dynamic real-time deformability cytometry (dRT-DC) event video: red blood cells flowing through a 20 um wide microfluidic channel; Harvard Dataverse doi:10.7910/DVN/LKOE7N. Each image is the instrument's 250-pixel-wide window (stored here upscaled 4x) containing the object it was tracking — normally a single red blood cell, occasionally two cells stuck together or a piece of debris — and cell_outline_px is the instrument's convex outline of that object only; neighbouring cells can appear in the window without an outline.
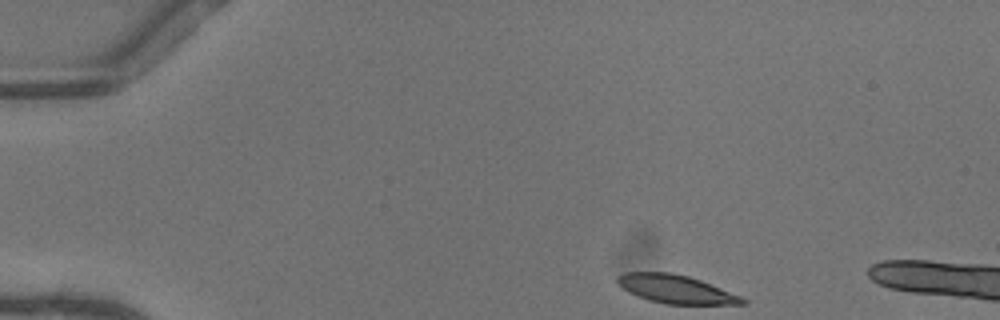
{"species": "common noctule bat (a hibernating species)", "species_latin": "Nyctalus noctula", "temperature_condition": "warm", "stored_images_in_passage": 42, "camera_frame_rate_fps": 3000, "um_per_image_px": 0.085, "animal": {"sex": "female"}, "frame": {"image": 1, "passage_image": 1, "time_ms": 0.0, "image_size_px": [1000, 320], "cell_outline_px": [[748, 304], [664, 304], [648, 300], [636, 296], [628, 292], [616, 284], [616, 276], [624, 272], [672, 272], [688, 276], [700, 280], [740, 296], [748, 300]], "centroid_in_image_um": [57.39, 24.57], "position_along_channel_um": 27.6, "area_um2": 20.81}}
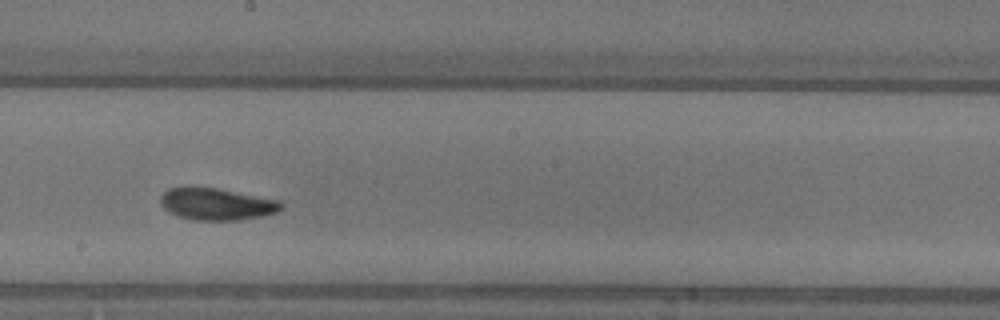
{"frame": {"image": 2, "passage_image": 22, "time_ms": 7.0, "image_size_px": [1000, 320], "cell_outline_px": [[284, 208], [280, 212], [260, 216], [236, 220], [192, 220], [168, 212], [160, 204], [160, 196], [168, 188], [216, 188], [284, 200]], "centroid_in_image_um": [18.49, 17.35], "position_along_channel_um": 229.7, "area_um2": 22.6}}
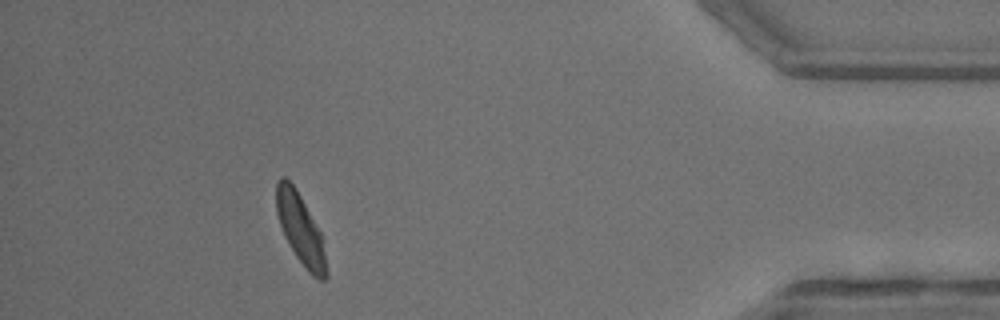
{"frame": {"image": 3, "passage_image": 39, "time_ms": 12.667, "image_size_px": [1000, 320], "cell_outline_px": [[328, 276], [324, 280], [320, 280], [312, 276], [308, 272], [296, 256], [288, 244], [284, 236], [276, 212], [276, 180], [280, 176], [284, 176], [292, 184], [300, 196], [320, 232], [328, 272]], "centroid_in_image_um": [25.52, 19.49], "position_along_channel_um": 409.7, "area_um2": 20.23}}